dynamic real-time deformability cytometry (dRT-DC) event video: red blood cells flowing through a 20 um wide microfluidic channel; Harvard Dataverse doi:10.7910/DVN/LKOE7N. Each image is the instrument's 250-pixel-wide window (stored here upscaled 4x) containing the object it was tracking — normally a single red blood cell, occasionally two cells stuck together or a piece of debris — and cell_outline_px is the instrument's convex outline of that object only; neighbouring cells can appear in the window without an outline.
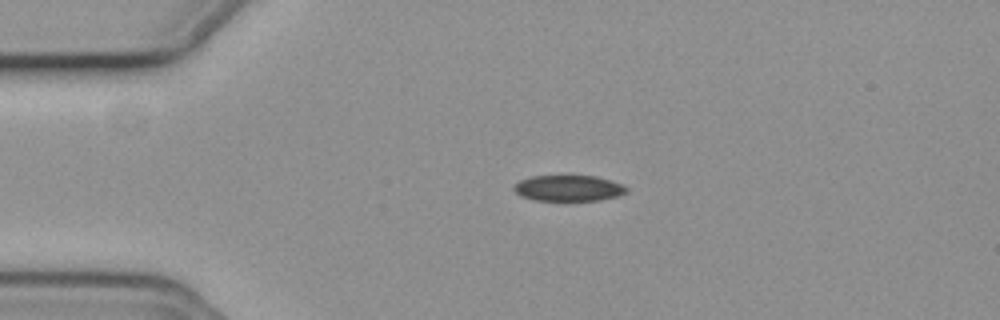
{"species": "common noctule bat (a hibernating species)", "species_latin": "Nyctalus noctula", "temperature_condition": "cold", "stored_images_in_passage": 45, "camera_frame_rate_fps": 3000, "um_per_image_px": 0.085, "animal": {"sex": "female", "body_mass_g": 19.3, "forearm_length_mm": 54.1}, "frame": {"image": 1, "passage_image": 1, "time_ms": 0.0, "image_size_px": [1000, 320], "cell_outline_px": [[628, 192], [616, 196], [600, 200], [536, 200], [520, 196], [512, 188], [520, 180], [532, 176], [596, 176], [612, 180], [624, 184], [628, 188]], "centroid_in_image_um": [48.36, 15.99], "position_along_channel_um": 36.6, "area_um2": 16.99}}
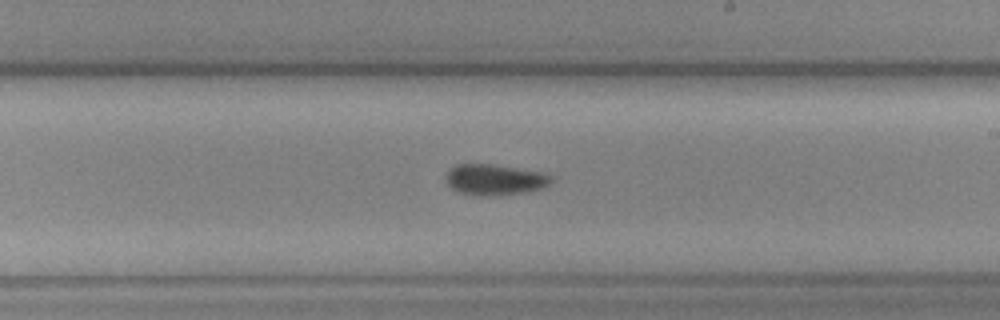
{"frame": {"image": 2, "passage_image": 21, "time_ms": 6.667, "image_size_px": [1000, 320], "cell_outline_px": [[552, 180], [544, 188], [528, 192], [496, 196], [480, 196], [460, 192], [452, 188], [444, 180], [444, 176], [448, 168], [456, 164], [492, 164], [544, 172]], "centroid_in_image_um": [42.01, 15.27], "position_along_channel_um": 247.0, "area_um2": 19.25}}
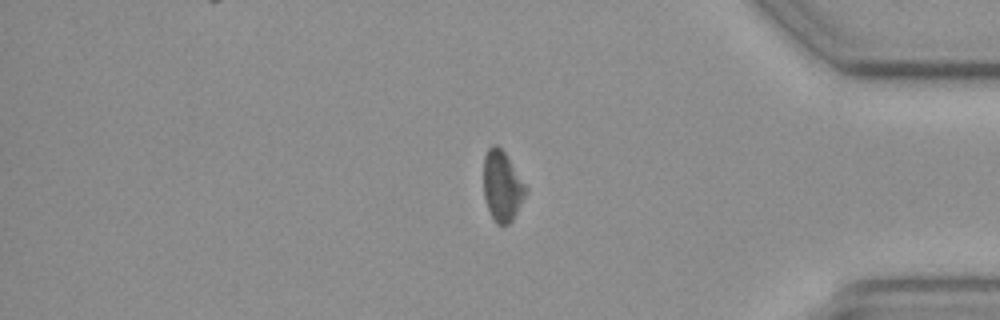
{"frame": {"image": 3, "passage_image": 35, "time_ms": 11.333, "image_size_px": [1000, 320], "cell_outline_px": [[528, 192], [512, 220], [508, 224], [496, 224], [488, 208], [484, 196], [484, 156], [488, 148], [492, 144], [496, 144], [504, 152], [528, 188]], "centroid_in_image_um": [42.69, 15.81], "position_along_channel_um": 392.5, "area_um2": 17.17}}